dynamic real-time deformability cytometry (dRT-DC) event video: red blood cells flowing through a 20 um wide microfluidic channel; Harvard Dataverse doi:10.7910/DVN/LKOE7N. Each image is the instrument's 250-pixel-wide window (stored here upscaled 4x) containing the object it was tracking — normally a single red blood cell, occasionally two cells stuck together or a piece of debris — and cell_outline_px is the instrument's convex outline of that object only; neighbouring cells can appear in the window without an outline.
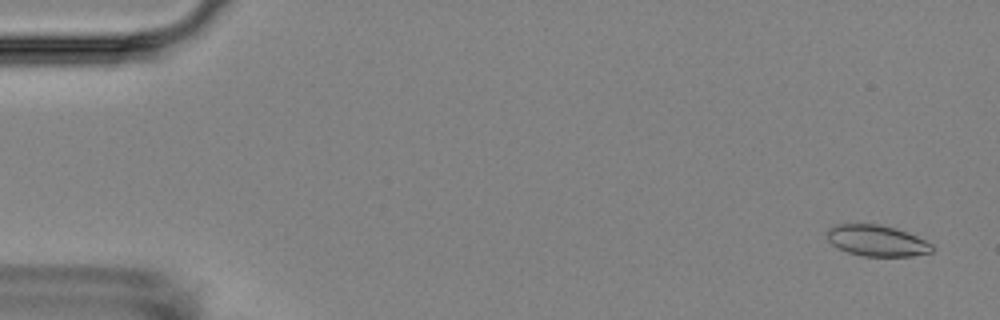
{"species": "Egyptian fruit bat (a non-hibernating species)", "species_latin": "Rousettus aegyptiacus", "temperature_condition": "room temperature", "stored_images_in_passage": 5, "camera_frame_rate_fps": 3000, "um_per_image_px": 0.085, "animal": {"sex": "female"}, "frame": {"image": 1, "passage_image": 1, "time_ms": 0.0, "image_size_px": [1000, 320], "cell_outline_px": [[936, 248], [932, 252], [912, 256], [864, 256], [848, 252], [832, 244], [828, 240], [824, 232], [828, 228], [836, 224], [880, 224], [896, 228], [908, 232], [932, 244]], "centroid_in_image_um": [74.53, 20.45], "position_along_channel_um": 10.5, "area_um2": 19.19}}
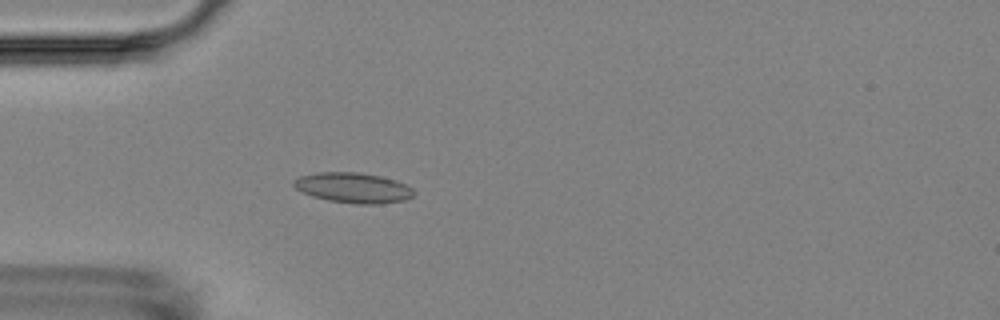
{"frame": {"image": 2, "passage_image": 5, "time_ms": 4.667, "image_size_px": [1000, 320], "cell_outline_px": [[416, 192], [412, 196], [404, 200], [380, 204], [356, 204], [328, 200], [312, 196], [296, 188], [292, 184], [292, 180], [300, 176], [316, 172], [356, 172], [380, 176], [396, 180], [412, 188]], "centroid_in_image_um": [30.01, 15.96], "position_along_channel_um": 55.0, "area_um2": 21.15}}